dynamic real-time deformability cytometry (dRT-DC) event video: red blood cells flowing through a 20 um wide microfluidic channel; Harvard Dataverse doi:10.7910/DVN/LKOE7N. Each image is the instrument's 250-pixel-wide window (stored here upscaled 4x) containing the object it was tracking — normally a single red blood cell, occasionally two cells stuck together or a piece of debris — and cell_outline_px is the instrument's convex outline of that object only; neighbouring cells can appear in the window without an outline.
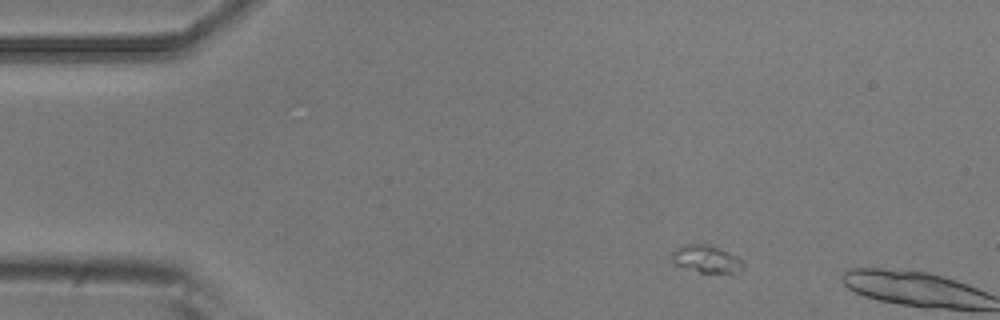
{"species": "common noctule bat (a hibernating species)", "species_latin": "Nyctalus noctula", "temperature_condition": "room temperature", "stored_images_in_passage": 2, "camera_frame_rate_fps": 3000, "um_per_image_px": 0.085, "animal": {"sex": "male", "body_mass_g": 20.5, "forearm_length_mm": 52.5}, "frame": {"image": 1, "passage_image": 1, "time_ms": 0.0, "image_size_px": [1000, 320], "cell_outline_px": [[744, 268], [732, 272], [700, 272], [672, 264], [672, 252], [676, 248], [684, 244], [708, 244], [728, 252], [736, 256], [744, 264]], "centroid_in_image_um": [59.98, 22.0], "position_along_channel_um": 25.0, "area_um2": 11.21}}